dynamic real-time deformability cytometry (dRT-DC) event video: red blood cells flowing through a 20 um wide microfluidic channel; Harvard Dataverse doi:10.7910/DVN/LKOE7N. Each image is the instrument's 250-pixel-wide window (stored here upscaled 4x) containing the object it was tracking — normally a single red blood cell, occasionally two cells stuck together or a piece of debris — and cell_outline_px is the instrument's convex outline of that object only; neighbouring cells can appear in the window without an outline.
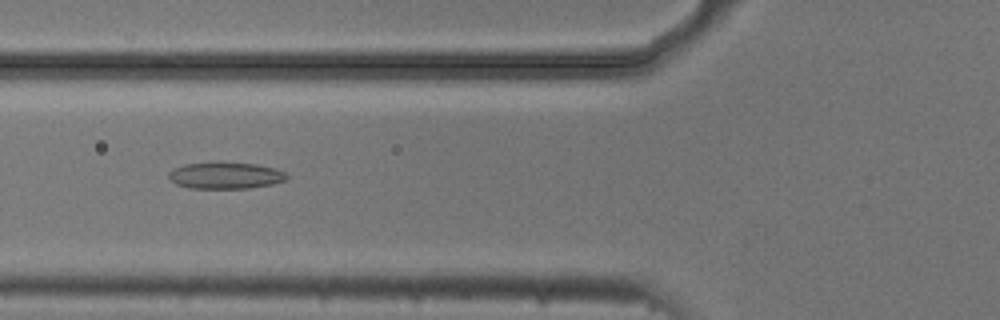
{"species": "common noctule bat (a hibernating species)", "species_latin": "Nyctalus noctula", "temperature_condition": "cold", "stored_images_in_passage": 46, "camera_frame_rate_fps": 3000, "um_per_image_px": 0.085, "animal": {"sex": "male", "body_mass_g": 20.5, "forearm_length_mm": 52.5}, "frame": {"image": 1, "passage_image": 20, "time_ms": 6.333, "image_size_px": [1000, 320], "cell_outline_px": [[288, 180], [272, 184], [248, 188], [188, 188], [176, 184], [168, 176], [168, 172], [172, 168], [184, 164], [216, 160], [256, 164], [276, 168], [284, 172], [288, 176]], "centroid_in_image_um": [19.15, 14.88], "position_along_channel_um": 106.7, "area_um2": 18.9}}
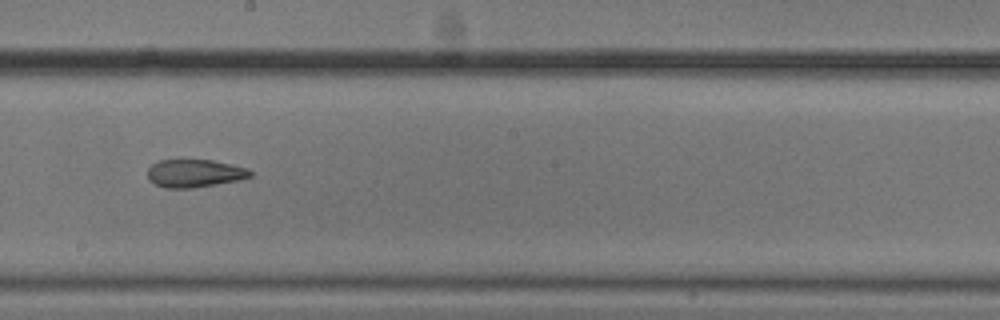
{"frame": {"image": 2, "passage_image": 30, "time_ms": 9.667, "image_size_px": [1000, 320], "cell_outline_px": [[252, 176], [240, 180], [192, 188], [164, 188], [148, 180], [148, 168], [152, 164], [160, 160], [212, 160], [232, 164], [248, 168], [252, 172]], "centroid_in_image_um": [16.55, 14.73], "position_along_channel_um": 231.6, "area_um2": 16.76}}
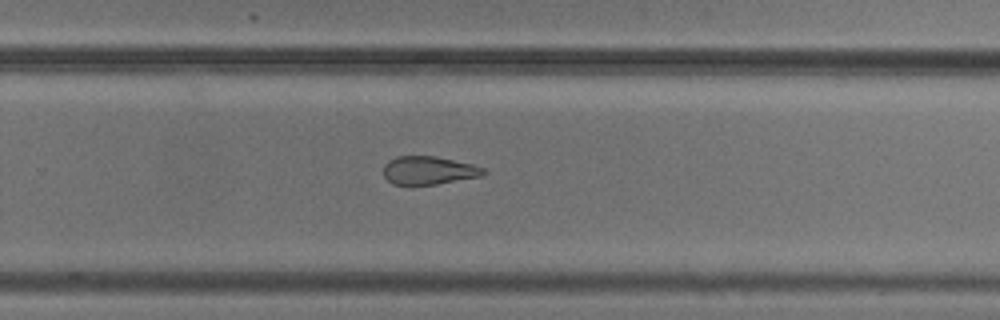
{"frame": {"image": 3, "passage_image": 35, "time_ms": 11.333, "image_size_px": [1000, 320], "cell_outline_px": [[488, 172], [480, 176], [436, 184], [408, 188], [392, 184], [384, 176], [384, 164], [388, 160], [396, 156], [436, 156], [472, 164], [484, 168]], "centroid_in_image_um": [36.37, 14.52], "position_along_channel_um": 293.4, "area_um2": 16.99}, "authors_computed_cell_mechanics": {"area_um2": 18.9295, "velocity_mm_per_s": 3.733, "shape_relaxation_time_tau1_ms": 6.1223, "shape_relaxation_time_tau2_ms": 2.4458, "deformation_change_tau1": 0.1477, "deformation_change_tau2": 0.1043}}